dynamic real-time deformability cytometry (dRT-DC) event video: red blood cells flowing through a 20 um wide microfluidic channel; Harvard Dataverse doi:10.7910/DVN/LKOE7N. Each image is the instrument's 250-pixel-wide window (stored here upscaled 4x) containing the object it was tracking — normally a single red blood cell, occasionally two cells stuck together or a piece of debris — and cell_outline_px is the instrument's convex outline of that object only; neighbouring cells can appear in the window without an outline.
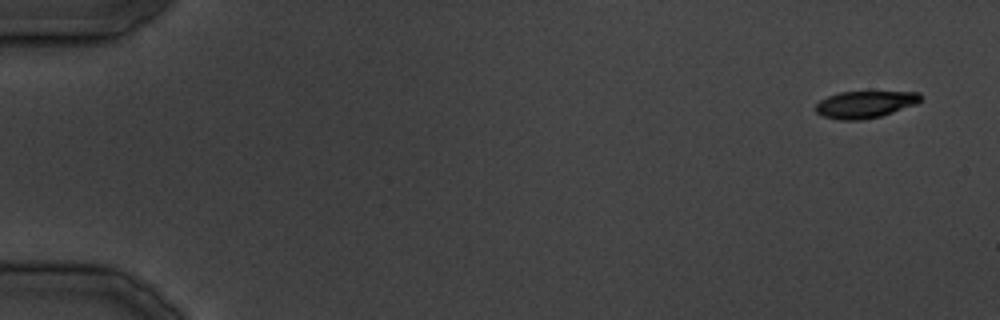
{"species": "common noctule bat (a hibernating species)", "species_latin": "Nyctalus noctula", "temperature_condition": "cold", "stored_images_in_passage": 10, "camera_frame_rate_fps": 3000, "um_per_image_px": 0.085, "animal": {"sex": "male", "body_mass_g": 19.5, "forearm_length_mm": 54.6}, "frame": {"image": 1, "passage_image": 1, "time_ms": 0.0, "image_size_px": [1000, 320], "cell_outline_px": [[924, 96], [916, 104], [880, 116], [860, 120], [840, 120], [820, 116], [816, 112], [816, 104], [820, 100], [828, 96], [840, 92], [920, 92]], "centroid_in_image_um": [73.51, 8.87], "position_along_channel_um": 11.5, "area_um2": 16.47}}